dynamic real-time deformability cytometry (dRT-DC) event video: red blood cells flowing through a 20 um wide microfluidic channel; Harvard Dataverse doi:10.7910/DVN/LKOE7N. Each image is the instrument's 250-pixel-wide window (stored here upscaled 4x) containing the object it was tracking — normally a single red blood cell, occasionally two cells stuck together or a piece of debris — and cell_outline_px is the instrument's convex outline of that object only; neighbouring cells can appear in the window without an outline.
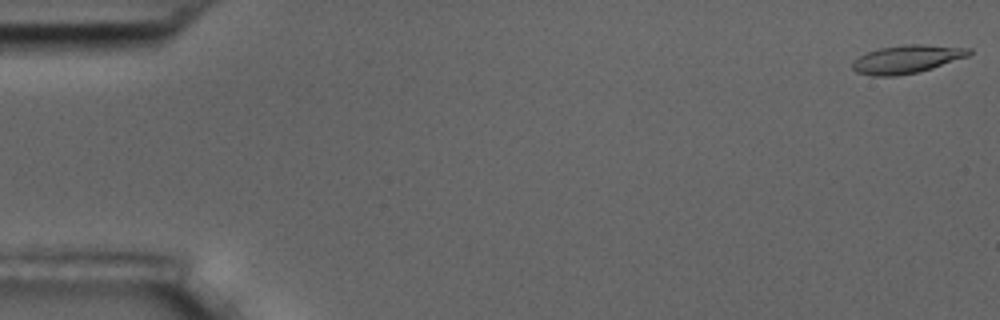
{"species": "common noctule bat (a hibernating species)", "species_latin": "Nyctalus noctula", "temperature_condition": "room temperature", "stored_images_in_passage": 9, "camera_frame_rate_fps": 3000, "um_per_image_px": 0.085, "animal": {"sex": "male", "body_mass_g": 17.5, "forearm_length_mm": 52.3}, "frame": {"image": 1, "passage_image": 1, "time_ms": 0.0, "image_size_px": [1000, 320], "cell_outline_px": [[972, 52], [968, 56], [920, 72], [896, 76], [872, 76], [856, 72], [852, 68], [852, 60], [868, 52], [880, 48], [904, 44], [920, 44], [972, 48]], "centroid_in_image_um": [77.07, 5.03], "position_along_channel_um": 7.9, "area_um2": 19.19}}
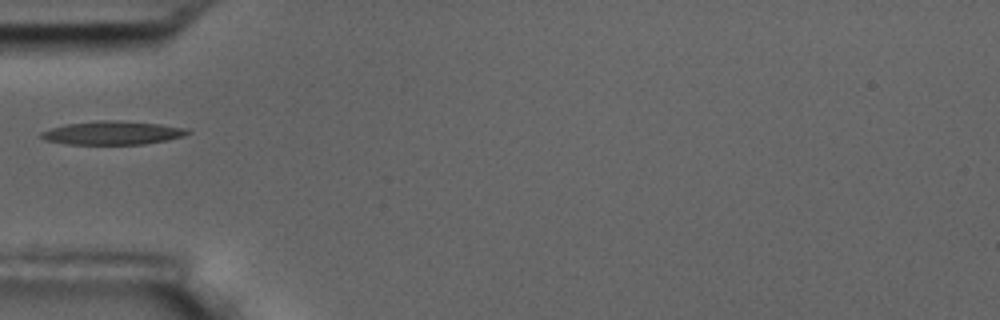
{"frame": {"image": 2, "passage_image": 6, "time_ms": 6.0, "image_size_px": [1000, 320], "cell_outline_px": [[192, 132], [184, 136], [168, 140], [144, 144], [68, 144], [44, 140], [40, 136], [40, 132], [64, 124], [96, 120], [112, 120], [160, 124], [188, 128]], "centroid_in_image_um": [9.58, 11.29], "position_along_channel_um": 75.4, "area_um2": 20.17}}
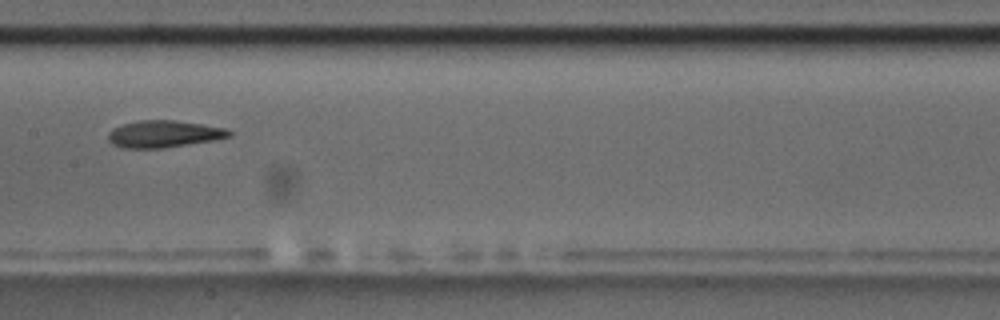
{"frame": {"image": 3, "passage_image": 9, "time_ms": 9.333, "image_size_px": [1000, 320], "cell_outline_px": [[232, 136], [212, 140], [164, 148], [120, 148], [112, 144], [108, 140], [108, 132], [112, 128], [124, 124], [140, 120], [176, 120], [224, 128], [232, 132]], "centroid_in_image_um": [13.88, 11.39], "position_along_channel_um": 193.5, "area_um2": 18.96}}